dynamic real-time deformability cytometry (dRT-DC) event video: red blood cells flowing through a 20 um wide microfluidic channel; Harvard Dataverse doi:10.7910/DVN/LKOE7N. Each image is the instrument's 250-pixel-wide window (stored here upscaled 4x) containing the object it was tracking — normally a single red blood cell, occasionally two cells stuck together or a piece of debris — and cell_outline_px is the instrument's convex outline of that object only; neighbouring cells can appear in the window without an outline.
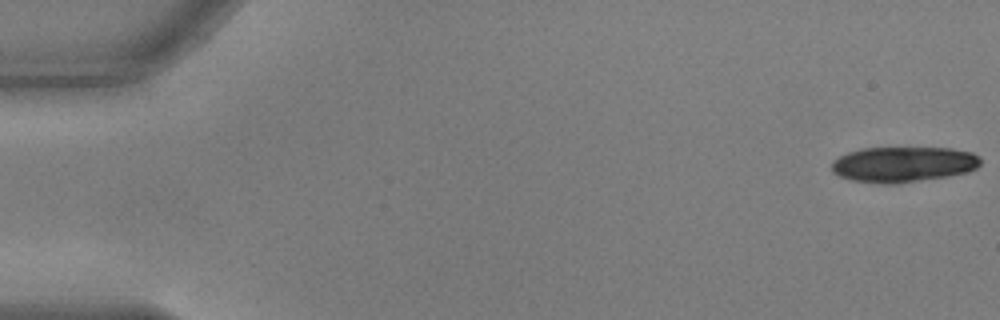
{"species": "common noctule bat (a hibernating species)", "species_latin": "Nyctalus noctula", "temperature_condition": "warm", "stored_images_in_passage": 19, "camera_frame_rate_fps": 3000, "um_per_image_px": 0.085, "animal": {"sex": "male", "body_mass_g": 17.9, "forearm_length_mm": 54.2}, "frame": {"image": 1, "passage_image": 1, "time_ms": 0.0, "image_size_px": [1000, 320], "cell_outline_px": [[980, 164], [976, 168], [968, 172], [948, 176], [896, 184], [884, 184], [852, 180], [840, 176], [832, 172], [832, 160], [848, 152], [860, 148], [952, 148], [972, 152], [980, 156]], "centroid_in_image_um": [76.78, 13.97], "position_along_channel_um": 8.2, "area_um2": 30.92}}